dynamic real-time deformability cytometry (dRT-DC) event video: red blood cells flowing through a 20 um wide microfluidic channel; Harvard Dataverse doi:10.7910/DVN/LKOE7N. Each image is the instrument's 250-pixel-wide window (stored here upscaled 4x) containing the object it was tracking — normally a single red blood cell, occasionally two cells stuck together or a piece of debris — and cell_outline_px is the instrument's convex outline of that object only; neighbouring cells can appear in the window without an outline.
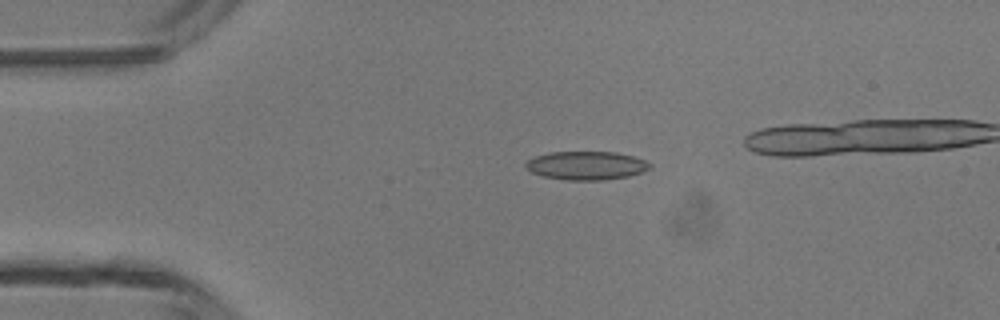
{"species": "common noctule bat (a hibernating species)", "species_latin": "Nyctalus noctula", "temperature_condition": "room temperature", "stored_images_in_passage": 4, "camera_frame_rate_fps": 3000, "um_per_image_px": 0.085, "animal": {"sex": "male", "body_mass_g": 13.3}, "frame": {"image": 1, "passage_image": 2, "time_ms": 1.333, "image_size_px": [1000, 320], "cell_outline_px": [[652, 164], [648, 168], [640, 172], [628, 176], [604, 180], [564, 180], [544, 176], [532, 172], [524, 168], [524, 164], [528, 160], [536, 156], [552, 152], [616, 152], [632, 156], [644, 160]], "centroid_in_image_um": [49.8, 14.07], "position_along_channel_um": 35.2, "area_um2": 20.46}}